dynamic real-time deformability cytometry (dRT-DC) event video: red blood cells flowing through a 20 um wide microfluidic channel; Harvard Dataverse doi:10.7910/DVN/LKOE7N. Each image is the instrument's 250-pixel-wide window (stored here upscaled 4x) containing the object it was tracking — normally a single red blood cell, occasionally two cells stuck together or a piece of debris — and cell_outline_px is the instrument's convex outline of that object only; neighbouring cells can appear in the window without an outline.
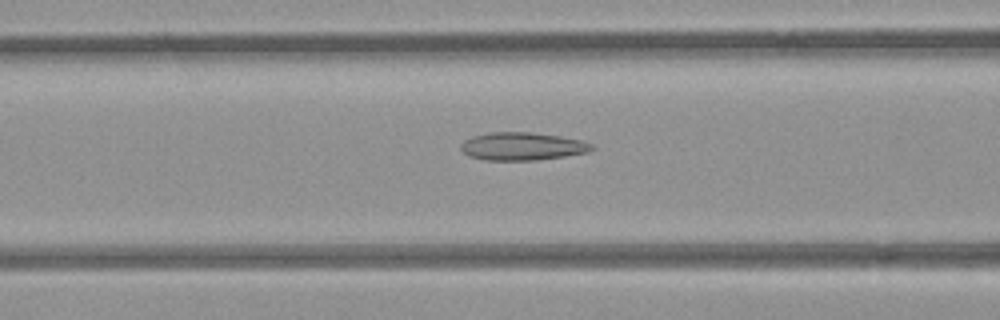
{"species": "common noctule bat (a hibernating species)", "species_latin": "Nyctalus noctula", "temperature_condition": "room temperature", "stored_images_in_passage": 45, "camera_frame_rate_fps": 3000, "um_per_image_px": 0.085, "animal": {"sex": "female", "body_mass_g": 21.9}, "frame": {"image": 1, "passage_image": 12, "time_ms": 3.667, "image_size_px": [1000, 320], "cell_outline_px": [[596, 148], [588, 152], [564, 156], [532, 160], [484, 160], [468, 156], [460, 148], [460, 144], [464, 140], [472, 136], [492, 132], [532, 132], [560, 136], [580, 140], [592, 144]], "centroid_in_image_um": [44.37, 12.43], "position_along_channel_um": 122.2, "area_um2": 21.27}}
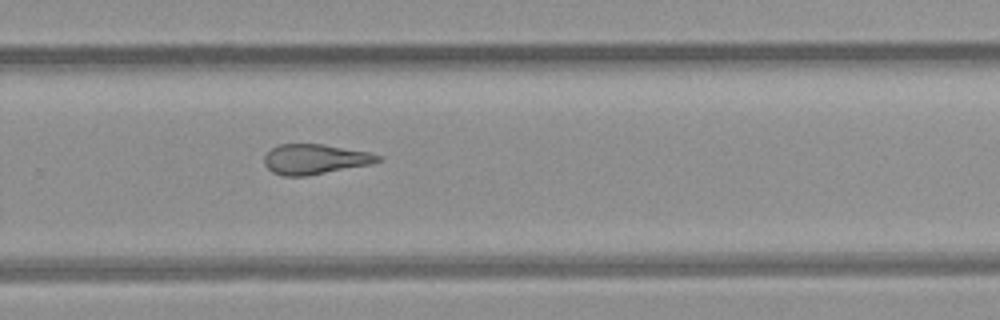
{"frame": {"image": 2, "passage_image": 26, "time_ms": 8.333, "image_size_px": [1000, 320], "cell_outline_px": [[384, 160], [372, 164], [308, 176], [284, 176], [272, 172], [264, 164], [264, 156], [272, 148], [280, 144], [324, 144], [368, 152], [380, 156]], "centroid_in_image_um": [26.78, 13.54], "position_along_channel_um": 303.0, "area_um2": 20.0}}
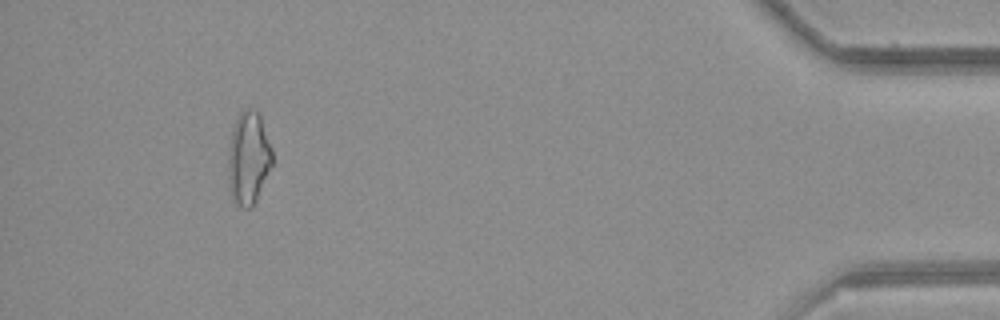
{"frame": {"image": 3, "passage_image": 40, "time_ms": 13.0, "image_size_px": [1000, 320], "cell_outline_px": [[272, 164], [256, 200], [252, 208], [240, 208], [236, 204], [232, 196], [228, 180], [228, 152], [232, 132], [236, 116], [244, 108], [256, 108], [260, 112], [272, 148]], "centroid_in_image_um": [21.12, 13.39], "position_along_channel_um": 414.1, "area_um2": 24.16}}